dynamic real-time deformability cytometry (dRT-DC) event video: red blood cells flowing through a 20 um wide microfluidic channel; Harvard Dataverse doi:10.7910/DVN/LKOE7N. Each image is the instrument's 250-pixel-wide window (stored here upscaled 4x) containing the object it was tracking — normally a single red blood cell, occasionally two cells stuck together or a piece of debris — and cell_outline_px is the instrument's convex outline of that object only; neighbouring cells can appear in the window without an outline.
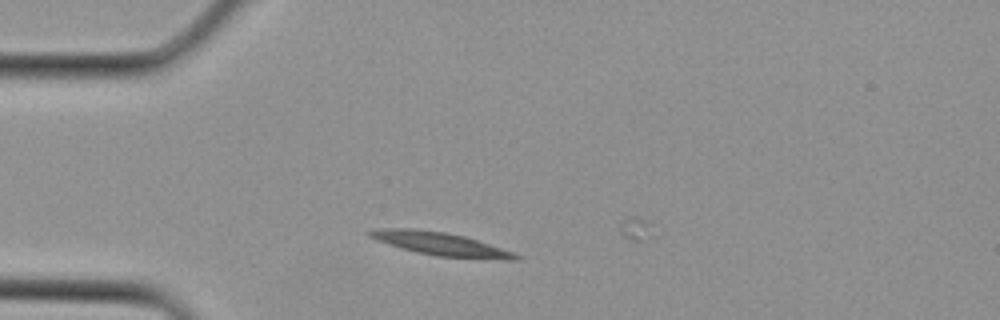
{"species": "Egyptian fruit bat (a non-hibernating species)", "species_latin": "Rousettus aegyptiacus", "temperature_condition": "cold", "stored_images_in_passage": 4, "camera_frame_rate_fps": 3000, "um_per_image_px": 0.085, "animal": {"sex": "female"}, "frame": {"image": 1, "passage_image": 3, "time_ms": 0.667, "image_size_px": [1000, 320], "cell_outline_px": [[520, 260], [508, 260], [436, 256], [388, 244], [376, 240], [368, 236], [368, 232], [380, 228], [412, 228], [444, 232], [464, 236], [512, 252], [520, 256]], "centroid_in_image_um": [37.44, 20.73], "position_along_channel_um": 47.6, "area_um2": 19.25}}